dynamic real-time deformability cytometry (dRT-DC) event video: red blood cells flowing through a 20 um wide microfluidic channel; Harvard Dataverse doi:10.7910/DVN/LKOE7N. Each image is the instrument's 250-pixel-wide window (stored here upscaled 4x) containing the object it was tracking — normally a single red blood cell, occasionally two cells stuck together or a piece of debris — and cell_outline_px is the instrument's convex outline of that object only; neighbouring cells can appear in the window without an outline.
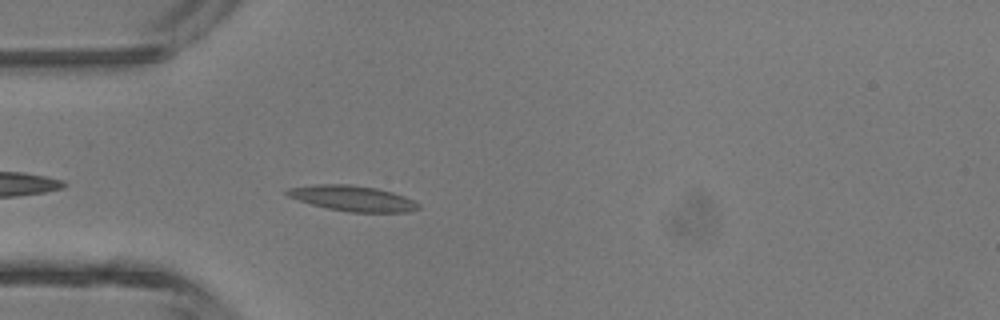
{"species": "common noctule bat (a hibernating species)", "species_latin": "Nyctalus noctula", "temperature_condition": "room temperature", "stored_images_in_passage": 28, "camera_frame_rate_fps": 3000, "um_per_image_px": 0.085, "animal": {"sex": "male", "body_mass_g": 13.3}, "frame": {"image": 1, "passage_image": 3, "time_ms": 0.667, "image_size_px": [1000, 320], "cell_outline_px": [[420, 208], [408, 212], [348, 212], [328, 208], [312, 204], [288, 196], [284, 192], [288, 188], [316, 184], [348, 184], [376, 188], [392, 192], [404, 196], [420, 204]], "centroid_in_image_um": [29.98, 16.86], "position_along_channel_um": 55.0, "area_um2": 19.36}}
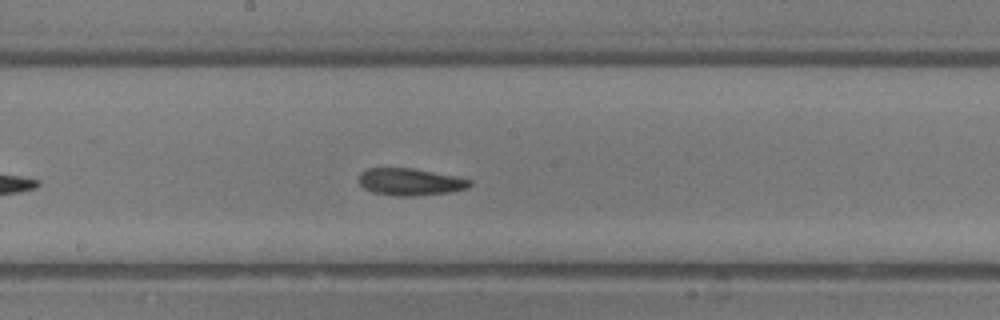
{"frame": {"image": 2, "passage_image": 14, "time_ms": 4.333, "image_size_px": [1000, 320], "cell_outline_px": [[472, 184], [468, 188], [452, 192], [416, 196], [396, 196], [372, 192], [364, 188], [360, 184], [360, 172], [368, 168], [412, 168], [456, 176], [472, 180]], "centroid_in_image_um": [34.89, 15.46], "position_along_channel_um": 213.3, "area_um2": 17.63}}
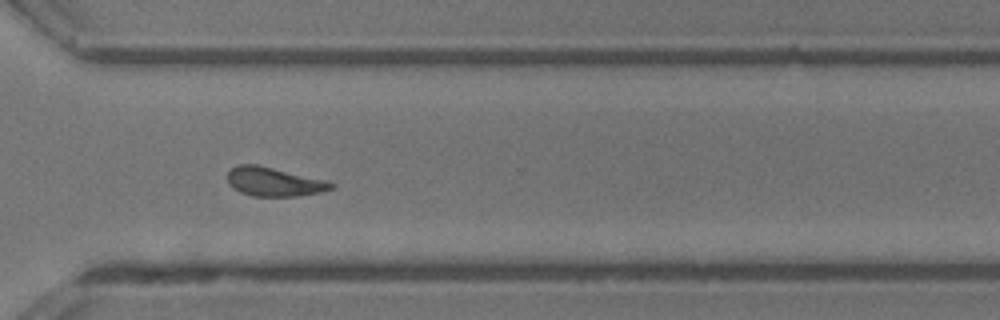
{"frame": {"image": 3, "passage_image": 23, "time_ms": 7.333, "image_size_px": [1000, 320], "cell_outline_px": [[336, 184], [332, 188], [320, 192], [296, 196], [252, 196], [240, 192], [228, 184], [228, 172], [232, 168], [240, 164], [256, 164], [324, 180]], "centroid_in_image_um": [23.25, 15.45], "position_along_channel_um": 347.3, "area_um2": 17.17}, "authors_computed_cell_mechanics": {"area_um2": 17.5712, "velocity_mm_per_s": 4.4764, "shape_relaxation_time_tau1_ms": 10.7197, "shape_relaxation_time_tau2_ms": 2.8353, "deformation_change_tau1": 0.2693, "deformation_change_tau2": 0.1204}}